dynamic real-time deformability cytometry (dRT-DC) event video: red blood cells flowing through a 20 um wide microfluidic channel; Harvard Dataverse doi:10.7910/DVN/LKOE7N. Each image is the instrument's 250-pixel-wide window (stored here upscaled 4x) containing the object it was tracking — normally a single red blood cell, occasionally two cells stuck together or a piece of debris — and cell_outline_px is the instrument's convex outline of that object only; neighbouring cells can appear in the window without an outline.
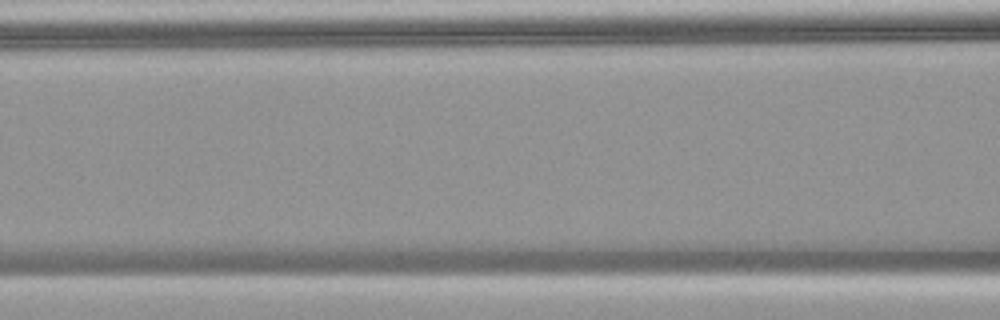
{"species": "common noctule bat (a hibernating species)", "species_latin": "Nyctalus noctula", "temperature_condition": "warm", "stored_images_in_passage": 5, "camera_frame_rate_fps": 3000, "um_per_image_px": 0.085, "animal": {"sex": "female", "body_mass_g": 18.4}, "frame": {"image": 1, "passage_image": 3, "time_ms": 0.667, "image_size_px": [1000, 320], "cell_outline_px": [[568, 252], [560, 268], [404, 268], [344, 252], [344, 240], [384, 236], [484, 232], [552, 232]], "centroid_in_image_um": [39.38, 21.27], "position_along_channel_um": 127.2, "area_um2": 50.0}}